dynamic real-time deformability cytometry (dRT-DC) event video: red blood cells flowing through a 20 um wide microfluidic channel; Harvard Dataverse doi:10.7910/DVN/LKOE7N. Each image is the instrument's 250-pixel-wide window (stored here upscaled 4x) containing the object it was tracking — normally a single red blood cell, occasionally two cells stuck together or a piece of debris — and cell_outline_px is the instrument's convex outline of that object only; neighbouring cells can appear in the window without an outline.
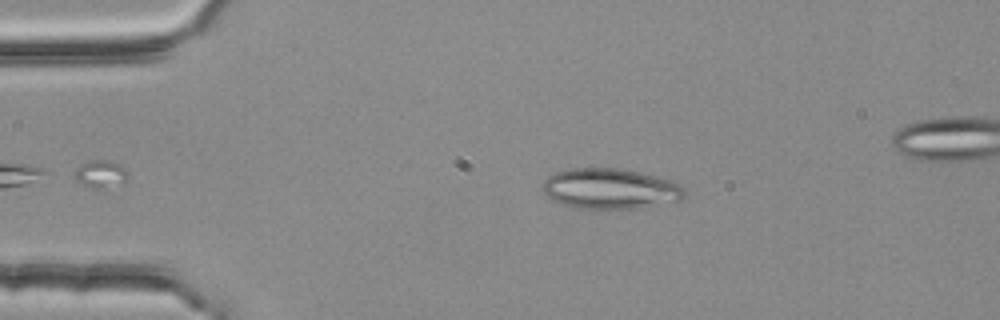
{"species": "common noctule bat (a hibernating species)", "species_latin": "Nyctalus noctula", "temperature_condition": "room temperature", "stored_images_in_passage": 2, "camera_frame_rate_fps": 3000, "um_per_image_px": 0.085, "animal": {"sex": "female", "body_mass_g": 25.1}, "frame": {"image": 1, "passage_image": 1, "time_ms": 0.0, "image_size_px": [1000, 320], "cell_outline_px": [[684, 196], [680, 200], [640, 208], [576, 208], [552, 200], [544, 192], [544, 180], [548, 176], [556, 172], [572, 168], [620, 168], [656, 176], [672, 180], [680, 184], [684, 188]], "centroid_in_image_um": [51.89, 16.03], "position_along_channel_um": 33.1, "area_um2": 33.23}}